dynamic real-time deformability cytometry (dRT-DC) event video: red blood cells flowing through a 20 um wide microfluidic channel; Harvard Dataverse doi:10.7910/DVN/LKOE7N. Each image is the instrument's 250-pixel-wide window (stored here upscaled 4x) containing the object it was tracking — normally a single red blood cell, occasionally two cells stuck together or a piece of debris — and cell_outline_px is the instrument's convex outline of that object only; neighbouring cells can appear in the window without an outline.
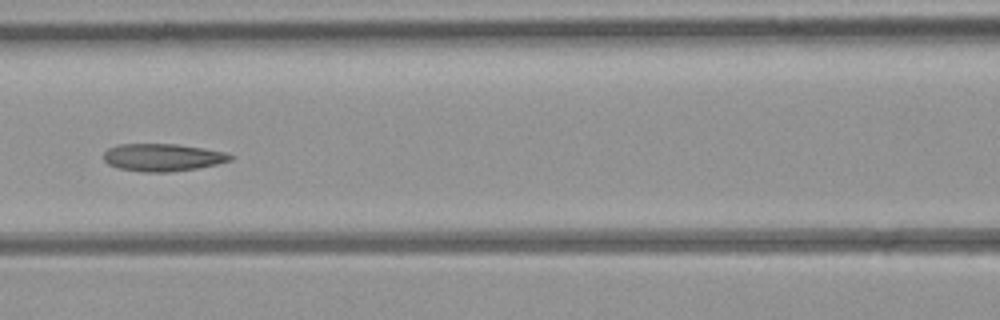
{"species": "common noctule bat (a hibernating species)", "species_latin": "Nyctalus noctula", "temperature_condition": "room temperature", "stored_images_in_passage": 6, "camera_frame_rate_fps": 3000, "um_per_image_px": 0.085, "animal": {"sex": "female", "body_mass_g": 21.9}, "frame": {"image": 1, "passage_image": 6, "time_ms": 6.667, "image_size_px": [1000, 320], "cell_outline_px": [[236, 156], [232, 160], [216, 164], [196, 168], [168, 172], [140, 172], [116, 168], [108, 164], [104, 160], [104, 152], [108, 148], [116, 144], [176, 144], [204, 148], [228, 152]], "centroid_in_image_um": [13.83, 13.37], "position_along_channel_um": 152.8, "area_um2": 20.58}}